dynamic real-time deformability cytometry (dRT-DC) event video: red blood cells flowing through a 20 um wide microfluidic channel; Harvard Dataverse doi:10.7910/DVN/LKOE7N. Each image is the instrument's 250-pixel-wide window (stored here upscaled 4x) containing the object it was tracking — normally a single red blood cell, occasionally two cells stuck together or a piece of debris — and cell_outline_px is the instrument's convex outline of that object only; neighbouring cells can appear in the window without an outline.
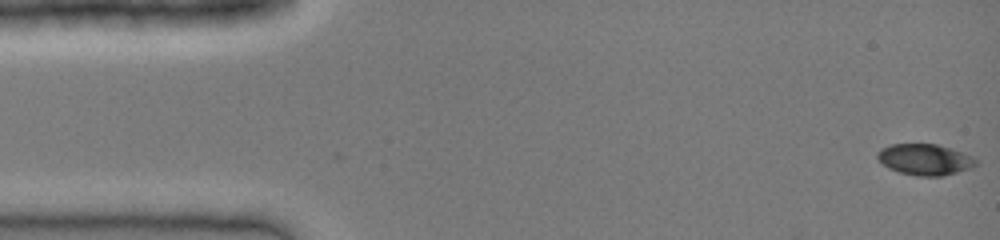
{"species": "common noctule bat (a hibernating species)", "species_latin": "Nyctalus noctula", "temperature_condition": "cold", "stored_images_in_passage": 38, "camera_frame_rate_fps": 3000, "um_per_image_px": 0.085, "animal": {"sex": "female", "body_mass_g": 19.0, "forearm_length_mm": 51.5}, "frame": {"image": 1, "passage_image": 1, "time_ms": 0.0, "image_size_px": [1000, 240], "cell_outline_px": [[980, 164], [972, 168], [940, 176], [916, 176], [900, 172], [888, 168], [876, 156], [876, 152], [880, 148], [892, 144], [936, 144], [952, 148], [964, 152], [972, 156]], "centroid_in_image_um": [78.64, 13.55], "position_along_channel_um": 6.4, "area_um2": 17.98}}
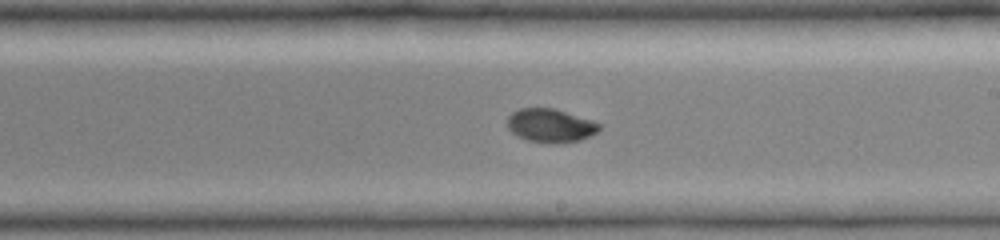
{"frame": {"image": 2, "passage_image": 24, "time_ms": 7.667, "image_size_px": [1000, 240], "cell_outline_px": [[600, 128], [596, 132], [580, 140], [528, 140], [516, 136], [508, 128], [508, 116], [512, 112], [520, 108], [552, 108], [592, 120], [600, 124]], "centroid_in_image_um": [46.75, 10.61], "position_along_channel_um": 242.3, "area_um2": 17.05}}
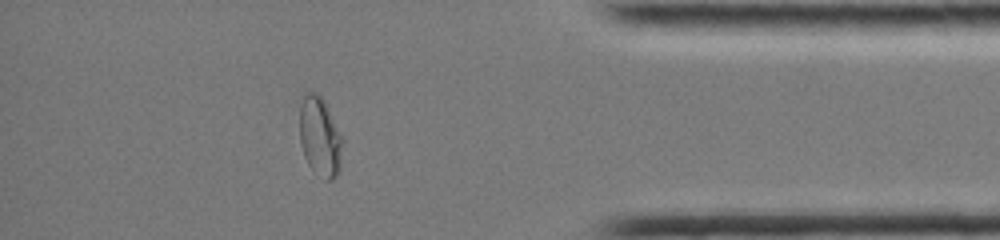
{"frame": {"image": 3, "passage_image": 36, "time_ms": 11.667, "image_size_px": [1000, 240], "cell_outline_px": [[344, 140], [340, 168], [336, 176], [332, 180], [328, 180], [312, 168], [308, 164], [304, 156], [300, 144], [296, 100], [304, 92], [316, 92], [324, 100]], "centroid_in_image_um": [27.13, 11.51], "position_along_channel_um": 408.1, "area_um2": 20.75}}